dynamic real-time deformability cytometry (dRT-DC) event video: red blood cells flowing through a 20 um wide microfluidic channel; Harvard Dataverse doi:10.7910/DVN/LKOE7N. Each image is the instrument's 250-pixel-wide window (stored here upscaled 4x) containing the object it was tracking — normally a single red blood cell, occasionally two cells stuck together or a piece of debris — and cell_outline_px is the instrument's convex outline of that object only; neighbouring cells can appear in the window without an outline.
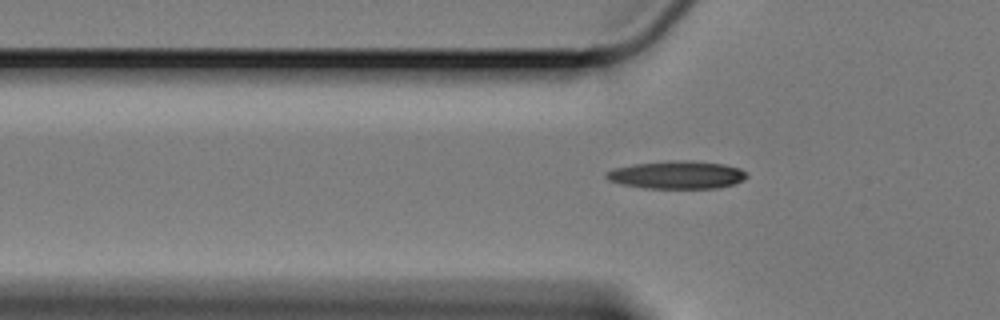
{"species": "Egyptian fruit bat (a non-hibernating species)", "species_latin": "Rousettus aegyptiacus", "temperature_condition": "cold", "stored_images_in_passage": 37, "camera_frame_rate_fps": 3000, "um_per_image_px": 0.085, "animal": {"sex": "female"}, "frame": {"image": 1, "passage_image": 5, "time_ms": 1.333, "image_size_px": [1000, 320], "cell_outline_px": [[748, 176], [744, 180], [732, 184], [716, 188], [644, 188], [620, 184], [608, 180], [604, 176], [604, 172], [612, 168], [632, 164], [668, 160], [692, 160], [724, 164], [740, 168], [748, 172]], "centroid_in_image_um": [57.51, 14.85], "position_along_channel_um": 68.3, "area_um2": 23.24}}
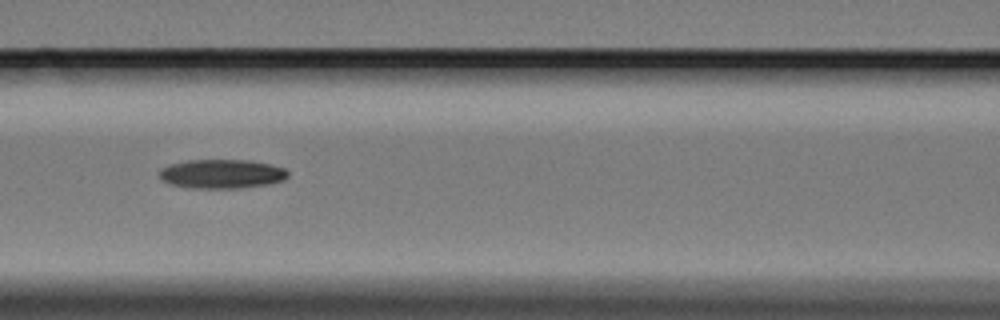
{"frame": {"image": 2, "passage_image": 12, "time_ms": 3.667, "image_size_px": [1000, 320], "cell_outline_px": [[288, 176], [284, 180], [268, 184], [240, 188], [192, 188], [168, 184], [160, 180], [160, 168], [168, 164], [188, 160], [248, 160], [272, 164], [284, 168], [288, 172]], "centroid_in_image_um": [18.82, 14.78], "position_along_channel_um": 147.8, "area_um2": 22.02}}
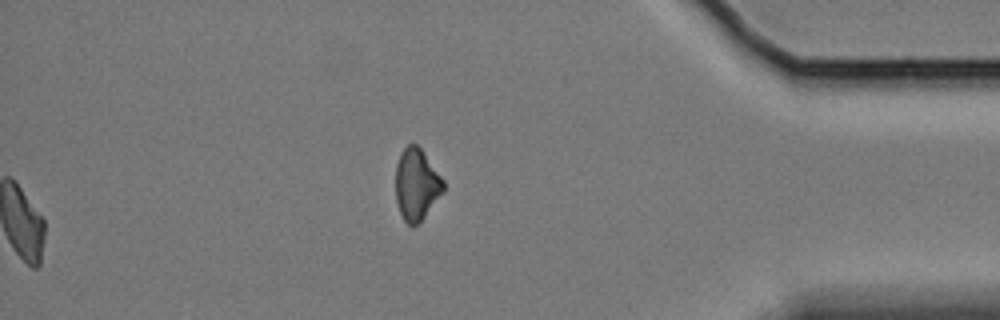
{"frame": {"image": 3, "passage_image": 37, "time_ms": 12.0, "image_size_px": [1000, 320], "cell_outline_px": [[444, 192], [424, 216], [412, 228], [404, 220], [400, 212], [396, 200], [396, 164], [400, 152], [408, 144], [416, 144], [420, 148], [444, 180]], "centroid_in_image_um": [35.4, 15.67], "position_along_channel_um": 399.8, "area_um2": 19.77}}